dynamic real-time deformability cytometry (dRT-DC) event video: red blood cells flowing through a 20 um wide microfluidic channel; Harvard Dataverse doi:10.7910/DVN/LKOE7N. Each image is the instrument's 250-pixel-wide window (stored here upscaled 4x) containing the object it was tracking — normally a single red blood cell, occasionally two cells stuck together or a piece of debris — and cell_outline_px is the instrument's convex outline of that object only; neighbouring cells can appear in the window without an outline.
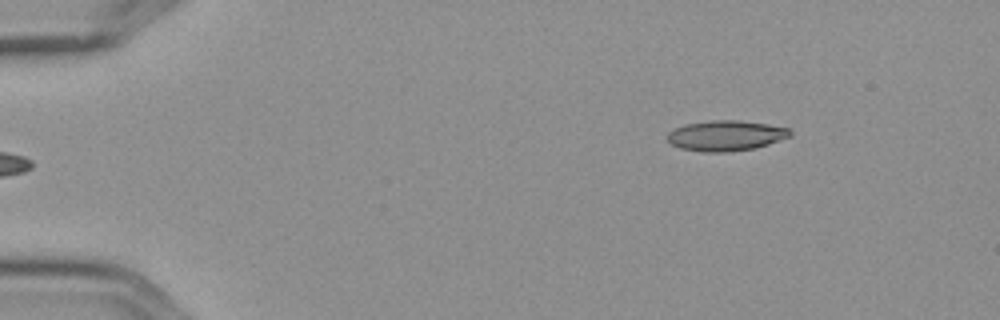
{"species": "Egyptian fruit bat (a non-hibernating species)", "species_latin": "Rousettus aegyptiacus", "temperature_condition": "cold", "stored_images_in_passage": 3, "segment_of_instrument_passage": [2, 2], "camera_frame_rate_fps": 3000, "um_per_image_px": 0.085, "frame": {"image": 1, "passage_image": 3, "time_ms": 0.667, "image_size_px": [1000, 320], "cell_outline_px": [[792, 136], [768, 144], [752, 148], [728, 152], [704, 152], [680, 148], [672, 144], [668, 140], [668, 132], [672, 128], [684, 124], [712, 120], [736, 120], [768, 124], [788, 128], [792, 132]], "centroid_in_image_um": [61.68, 11.52], "position_along_channel_um": 23.3, "area_um2": 21.73}}